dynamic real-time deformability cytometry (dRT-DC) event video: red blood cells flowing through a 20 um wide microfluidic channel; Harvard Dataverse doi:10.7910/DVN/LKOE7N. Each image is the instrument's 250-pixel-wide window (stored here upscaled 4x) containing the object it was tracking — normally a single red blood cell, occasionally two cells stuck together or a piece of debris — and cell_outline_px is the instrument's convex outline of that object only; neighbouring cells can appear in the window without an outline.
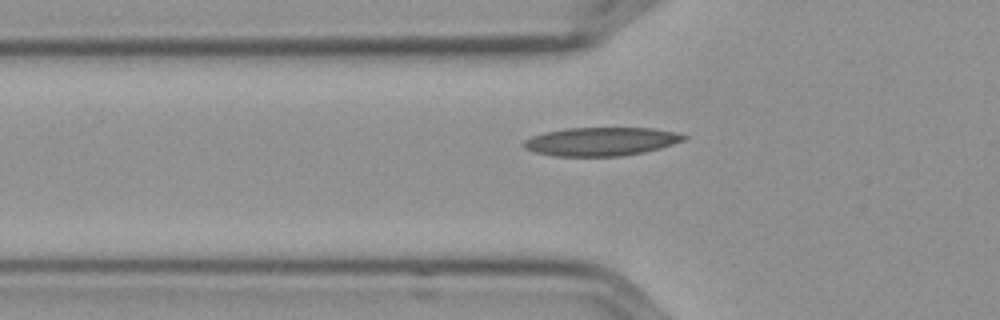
{"species": "Egyptian fruit bat (a non-hibernating species)", "species_latin": "Rousettus aegyptiacus", "temperature_condition": "cold", "stored_images_in_passage": 37, "camera_frame_rate_fps": 3000, "um_per_image_px": 0.085, "frame": {"image": 1, "passage_image": 8, "time_ms": 2.333, "image_size_px": [1000, 320], "cell_outline_px": [[688, 136], [684, 140], [660, 148], [644, 152], [624, 156], [556, 156], [536, 152], [524, 148], [524, 140], [532, 136], [544, 132], [568, 128], [652, 128], [680, 132]], "centroid_in_image_um": [51.13, 12.02], "position_along_channel_um": 74.7, "area_um2": 26.59}}
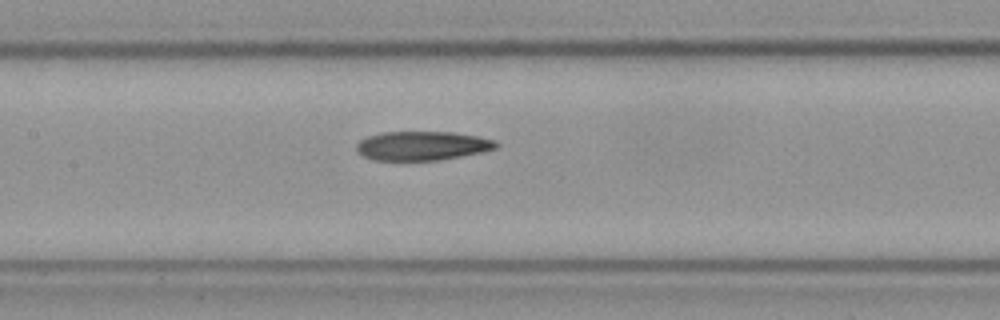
{"frame": {"image": 2, "passage_image": 16, "time_ms": 5.0, "image_size_px": [1000, 320], "cell_outline_px": [[500, 144], [496, 148], [484, 152], [440, 160], [372, 160], [364, 156], [356, 148], [356, 144], [360, 140], [368, 136], [380, 132], [452, 132], [476, 136], [496, 140]], "centroid_in_image_um": [35.92, 12.39], "position_along_channel_um": 171.5, "area_um2": 23.7}}
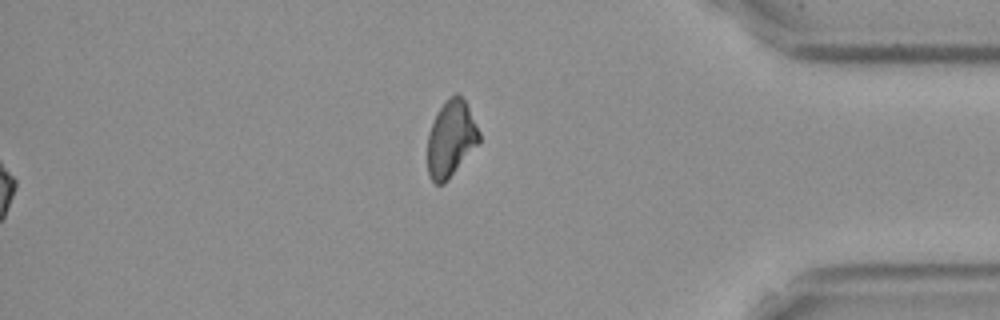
{"frame": {"image": 3, "passage_image": 37, "time_ms": 12.0, "image_size_px": [1000, 320], "cell_outline_px": [[480, 144], [444, 184], [436, 184], [428, 176], [428, 132], [444, 100], [456, 92], [468, 104], [480, 132]], "centroid_in_image_um": [38.36, 11.8], "position_along_channel_um": 396.8, "area_um2": 23.24}, "authors_computed_cell_mechanics": {"area_um2": 24.4494, "velocity_mm_per_s": 3.5909, "shape_relaxation_time_tau1_ms": null, "shape_relaxation_time_tau2_ms": 6.2604, "deformation_change_tau1": null, "deformation_change_tau2": 0.1267}}